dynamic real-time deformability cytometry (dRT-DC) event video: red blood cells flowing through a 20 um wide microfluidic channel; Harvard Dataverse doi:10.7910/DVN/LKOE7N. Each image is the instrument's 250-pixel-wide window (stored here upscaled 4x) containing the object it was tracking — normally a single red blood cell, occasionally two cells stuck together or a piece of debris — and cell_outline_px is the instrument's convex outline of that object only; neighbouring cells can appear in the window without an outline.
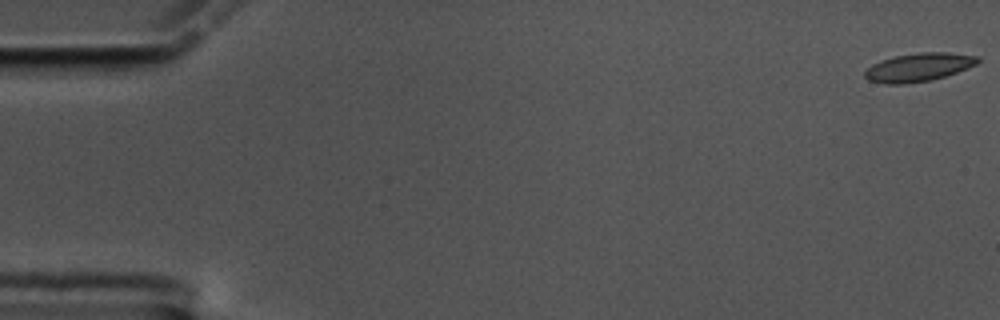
{"species": "common noctule bat (a hibernating species)", "species_latin": "Nyctalus noctula", "temperature_condition": "cold", "stored_images_in_passage": 58, "camera_frame_rate_fps": 3000, "um_per_image_px": 0.085, "animal": {"sex": "male", "body_mass_g": 17.5, "forearm_length_mm": 52.3}, "frame": {"image": 1, "passage_image": 1, "time_ms": 0.0, "image_size_px": [1000, 320], "cell_outline_px": [[980, 60], [976, 64], [968, 68], [932, 80], [904, 84], [884, 84], [868, 80], [864, 76], [864, 72], [872, 64], [880, 60], [892, 56], [920, 52], [948, 52], [980, 56]], "centroid_in_image_um": [78.07, 5.71], "position_along_channel_um": 6.9, "area_um2": 18.84}}
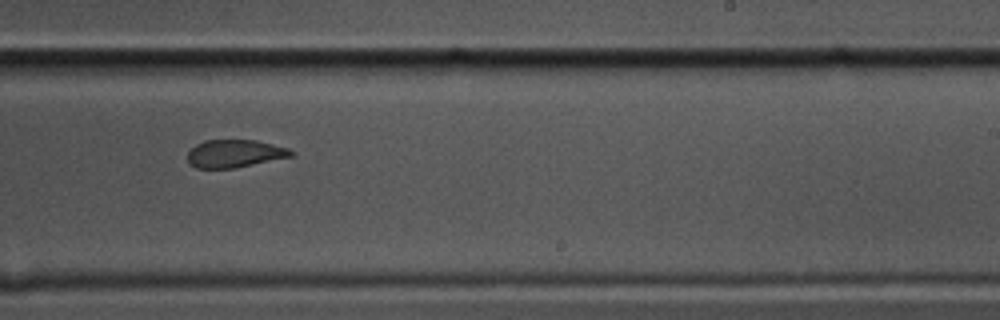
{"frame": {"image": 2, "passage_image": 36, "time_ms": 11.667, "image_size_px": [1000, 320], "cell_outline_px": [[296, 152], [292, 156], [236, 168], [196, 168], [188, 164], [188, 152], [196, 144], [204, 140], [256, 140], [288, 148]], "centroid_in_image_um": [19.94, 13.05], "position_along_channel_um": 269.1, "area_um2": 16.82}}
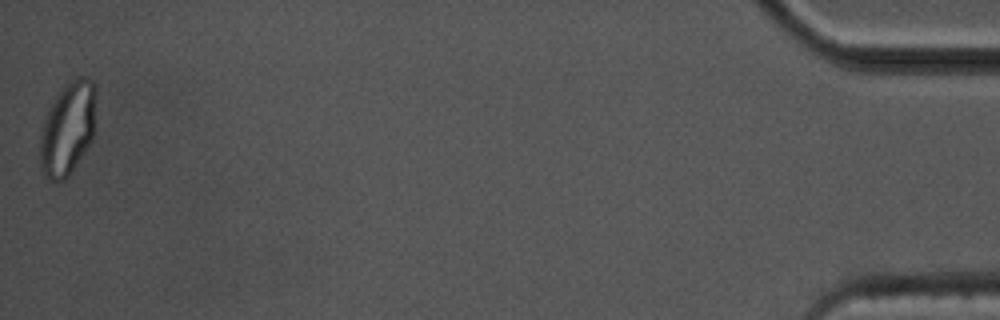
{"frame": {"image": 3, "passage_image": 58, "time_ms": 19.0, "image_size_px": [1000, 320], "cell_outline_px": [[96, 92], [92, 140], [72, 172], [64, 180], [48, 180], [44, 176], [40, 168], [40, 132], [44, 120], [56, 96], [68, 80], [72, 76], [88, 76], [96, 84]], "centroid_in_image_um": [5.76, 10.9], "position_along_channel_um": 429.4, "area_um2": 30.69}, "authors_computed_cell_mechanics": {"area_um2": 18.496, "velocity_mm_per_s": 3.4838, "shape_relaxation_time_tau1_ms": null, "shape_relaxation_time_tau2_ms": 1.5946, "deformation_change_tau1": null, "deformation_change_tau2": 0.0771}}